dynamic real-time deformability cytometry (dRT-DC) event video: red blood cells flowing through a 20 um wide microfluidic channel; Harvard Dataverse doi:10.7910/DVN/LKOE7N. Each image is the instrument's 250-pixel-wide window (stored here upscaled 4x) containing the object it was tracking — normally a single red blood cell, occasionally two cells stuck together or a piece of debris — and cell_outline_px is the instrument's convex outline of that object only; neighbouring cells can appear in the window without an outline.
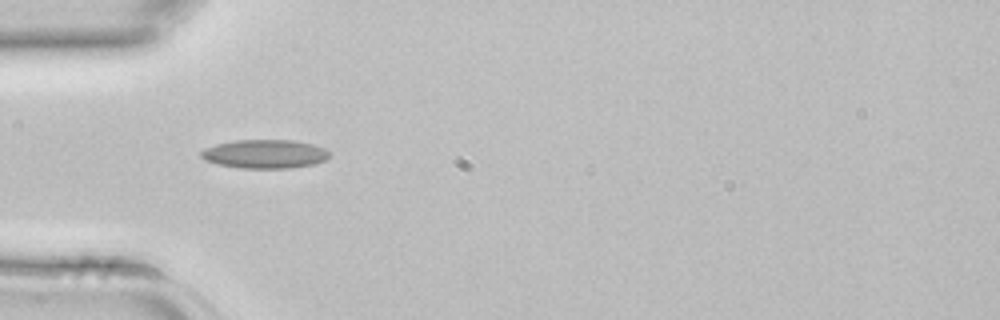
{"species": "common noctule bat (a hibernating species)", "species_latin": "Nyctalus noctula", "temperature_condition": "room temperature", "stored_images_in_passage": 1, "camera_frame_rate_fps": 3000, "um_per_image_px": 0.085, "animal": {"sex": "female", "body_mass_g": 22.7, "forearm_length_mm": 54.2}, "frame": {"image": 1, "passage_image": 1, "time_ms": 0.0, "image_size_px": [1000, 320], "cell_outline_px": [[328, 160], [316, 164], [292, 168], [240, 168], [216, 164], [204, 160], [200, 156], [200, 152], [204, 148], [216, 144], [236, 140], [292, 140], [312, 144], [324, 148], [328, 152]], "centroid_in_image_um": [22.5, 13.09], "position_along_channel_um": 62.5, "area_um2": 21.68}}